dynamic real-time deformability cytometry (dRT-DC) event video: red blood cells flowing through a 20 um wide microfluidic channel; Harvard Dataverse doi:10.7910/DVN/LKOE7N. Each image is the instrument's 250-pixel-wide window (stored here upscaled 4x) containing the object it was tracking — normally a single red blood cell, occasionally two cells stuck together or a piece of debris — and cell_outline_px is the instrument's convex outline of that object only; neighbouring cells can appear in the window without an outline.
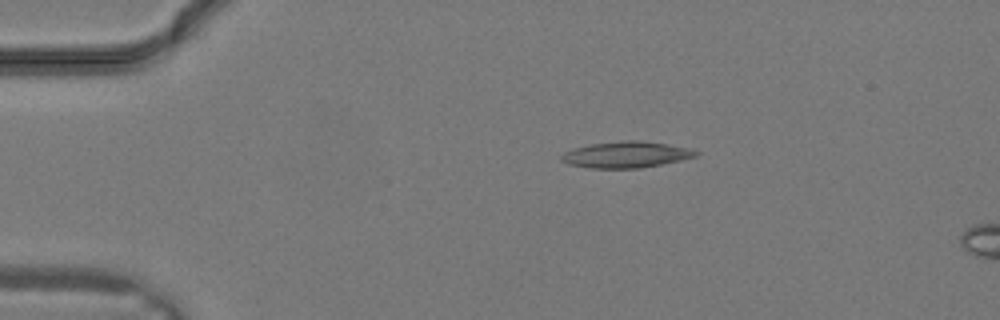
{"species": "common noctule bat (a hibernating species)", "species_latin": "Nyctalus noctula", "temperature_condition": "warm", "stored_images_in_passage": 4, "camera_frame_rate_fps": 3000, "um_per_image_px": 0.085, "animal": {"sex": "male", "body_mass_g": 19.2, "forearm_length_mm": 51.8}, "frame": {"image": 1, "passage_image": 1, "time_ms": 0.0, "image_size_px": [1000, 320], "cell_outline_px": [[700, 152], [696, 156], [680, 160], [640, 168], [588, 168], [568, 164], [560, 160], [560, 156], [564, 152], [572, 148], [592, 144], [624, 140], [636, 140], [664, 144], [688, 148]], "centroid_in_image_um": [53.15, 13.15], "position_along_channel_um": 31.8, "area_um2": 20.35}}